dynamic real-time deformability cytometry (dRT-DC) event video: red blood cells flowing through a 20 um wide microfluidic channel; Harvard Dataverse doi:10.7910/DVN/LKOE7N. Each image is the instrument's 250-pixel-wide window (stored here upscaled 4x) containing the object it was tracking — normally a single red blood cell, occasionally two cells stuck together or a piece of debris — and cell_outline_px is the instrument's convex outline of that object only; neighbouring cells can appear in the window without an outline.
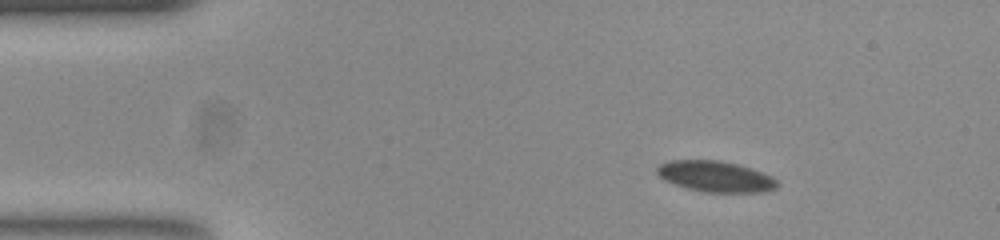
{"species": "common noctule bat (a hibernating species)", "species_latin": "Nyctalus noctula", "temperature_condition": "room temperature", "stored_images_in_passage": 48, "camera_frame_rate_fps": 3000, "um_per_image_px": 0.085, "animal": {"sex": "female", "body_mass_g": 23.0, "forearm_length_mm": 53.4}, "frame": {"image": 1, "passage_image": 1, "time_ms": 0.0, "image_size_px": [1000, 240], "cell_outline_px": [[776, 188], [752, 192], [708, 192], [688, 188], [676, 184], [660, 176], [656, 172], [656, 168], [660, 164], [672, 160], [716, 160], [736, 164], [760, 172], [776, 180]], "centroid_in_image_um": [60.76, 14.99], "position_along_channel_um": 24.2, "area_um2": 20.81}}
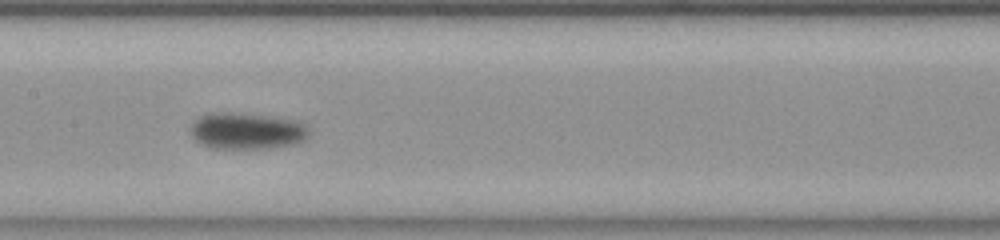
{"frame": {"image": 2, "passage_image": 20, "time_ms": 6.333, "image_size_px": [1000, 240], "cell_outline_px": [[304, 136], [300, 140], [288, 144], [268, 148], [212, 148], [196, 140], [192, 132], [192, 124], [200, 116], [208, 112], [232, 112], [288, 120], [300, 124], [304, 128]], "centroid_in_image_um": [20.81, 11.13], "position_along_channel_um": 186.6, "area_um2": 23.76}}
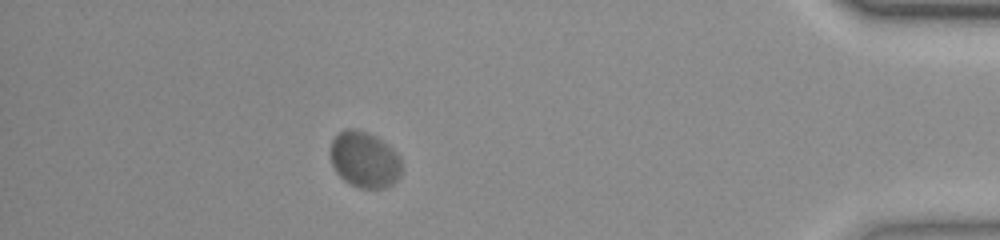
{"frame": {"image": 3, "passage_image": 42, "time_ms": 13.667, "image_size_px": [1000, 240], "cell_outline_px": [[400, 176], [392, 184], [380, 188], [356, 188], [344, 180], [336, 172], [332, 164], [332, 140], [344, 128], [356, 128], [380, 140], [400, 160]], "centroid_in_image_um": [30.93, 13.6], "position_along_channel_um": 404.3, "area_um2": 22.48}, "authors_computed_cell_mechanics": {"area_um2": 22.9177, "velocity_mm_per_s": 3.6827, "shape_relaxation_time_tau1_ms": 2.5067, "shape_relaxation_time_tau2_ms": null, "deformation_change_tau1": 0.0879, "deformation_change_tau2": null}}